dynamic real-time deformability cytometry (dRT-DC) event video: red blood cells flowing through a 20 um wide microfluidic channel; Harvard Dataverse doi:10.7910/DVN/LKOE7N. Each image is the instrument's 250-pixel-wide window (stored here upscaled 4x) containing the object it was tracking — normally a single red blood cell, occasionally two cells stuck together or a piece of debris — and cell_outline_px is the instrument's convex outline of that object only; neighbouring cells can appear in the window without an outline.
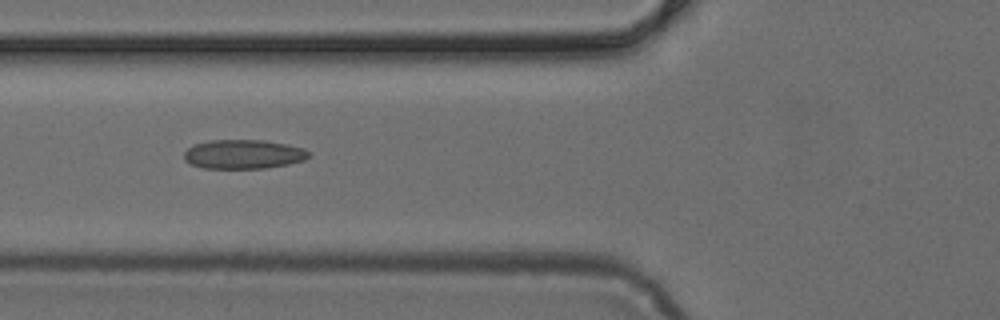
{"species": "common noctule bat (a hibernating species)", "species_latin": "Nyctalus noctula", "temperature_condition": "cold", "stored_images_in_passage": 4, "camera_frame_rate_fps": 3000, "um_per_image_px": 0.085, "animal": {"sex": "female", "body_mass_g": 24.6, "forearm_length_mm": 56.2}, "frame": {"image": 1, "passage_image": 4, "time_ms": 1.0, "image_size_px": [1000, 320], "cell_outline_px": [[312, 156], [304, 160], [288, 164], [264, 168], [204, 168], [192, 164], [184, 160], [184, 152], [188, 148], [196, 144], [208, 140], [264, 140], [288, 144], [304, 148]], "centroid_in_image_um": [20.72, 13.1], "position_along_channel_um": 105.1, "area_um2": 21.21}}